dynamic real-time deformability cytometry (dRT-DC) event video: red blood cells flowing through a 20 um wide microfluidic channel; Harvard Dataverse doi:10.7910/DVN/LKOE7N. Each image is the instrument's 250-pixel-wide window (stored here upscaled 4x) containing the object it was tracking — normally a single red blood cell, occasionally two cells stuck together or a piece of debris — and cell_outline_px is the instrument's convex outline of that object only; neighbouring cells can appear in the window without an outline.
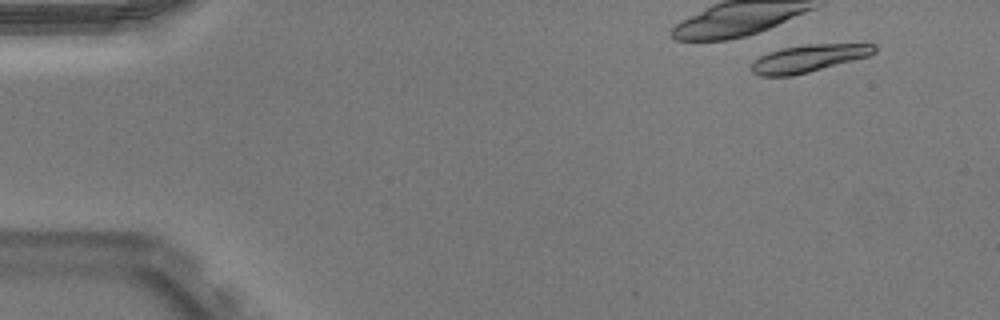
{"species": "Egyptian fruit bat (a non-hibernating species)", "species_latin": "Rousettus aegyptiacus", "temperature_condition": "warm", "stored_images_in_passage": 16, "camera_frame_rate_fps": 3000, "um_per_image_px": 0.085, "animal": {"sex": "male"}, "frame": {"image": 1, "passage_image": 5, "time_ms": 1.333, "image_size_px": [1000, 320], "cell_outline_px": [[876, 52], [868, 56], [808, 72], [792, 76], [760, 76], [752, 72], [752, 64], [760, 56], [768, 52], [780, 48], [804, 44], [876, 44]], "centroid_in_image_um": [68.71, 4.95], "position_along_channel_um": 16.3, "area_um2": 19.48}}